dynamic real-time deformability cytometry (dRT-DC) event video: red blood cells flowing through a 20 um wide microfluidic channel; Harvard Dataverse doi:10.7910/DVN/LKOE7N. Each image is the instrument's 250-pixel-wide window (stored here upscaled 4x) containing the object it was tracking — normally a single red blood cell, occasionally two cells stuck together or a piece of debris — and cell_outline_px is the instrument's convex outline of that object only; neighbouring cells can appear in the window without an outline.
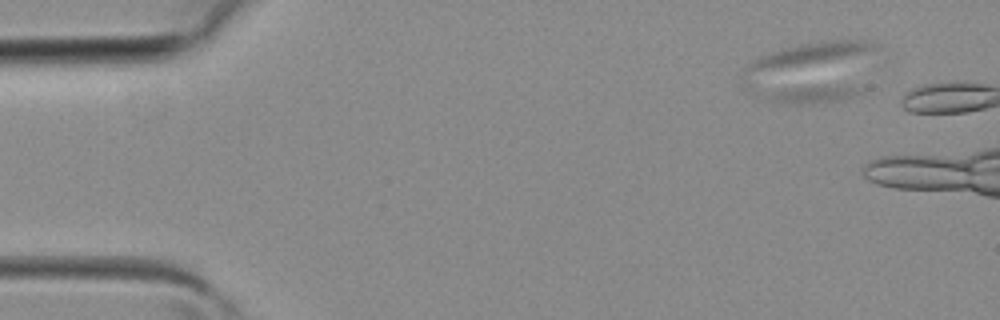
{"species": "common noctule bat (a hibernating species)", "species_latin": "Nyctalus noctula", "temperature_condition": "room temperature", "stored_images_in_passage": 5, "camera_frame_rate_fps": 3000, "um_per_image_px": 0.085, "animal": {"sex": "female", "body_mass_g": 19.3, "forearm_length_mm": 54.1}, "frame": {"image": 1, "passage_image": 3, "time_ms": 0.667, "image_size_px": [1000, 320], "cell_outline_px": [[864, 92], [856, 96], [840, 100], [816, 104], [780, 104], [772, 100], [768, 96], [784, 88], [824, 84], [848, 84], [864, 88]], "centroid_in_image_um": [69.34, 7.99], "position_along_channel_um": 15.7, "area_um2": 10.23}}